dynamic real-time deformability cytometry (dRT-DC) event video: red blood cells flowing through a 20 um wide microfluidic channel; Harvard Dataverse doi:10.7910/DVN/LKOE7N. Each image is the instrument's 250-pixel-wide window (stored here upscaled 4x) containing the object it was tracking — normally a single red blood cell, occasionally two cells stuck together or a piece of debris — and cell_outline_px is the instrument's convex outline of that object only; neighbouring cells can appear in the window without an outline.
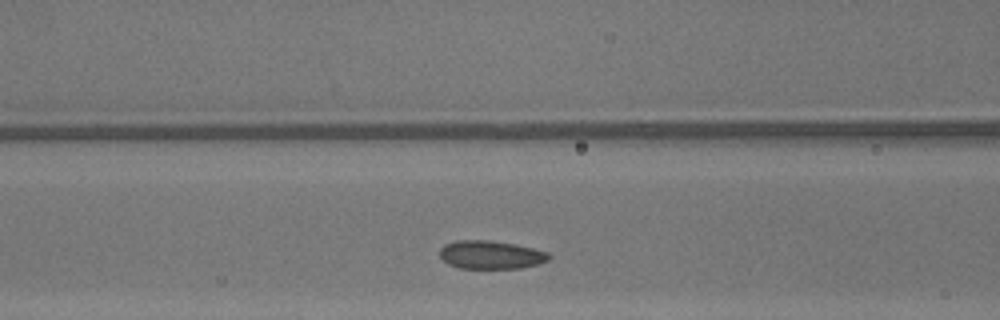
{"species": "common noctule bat (a hibernating species)", "species_latin": "Nyctalus noctula", "temperature_condition": "warm", "stored_images_in_passage": 25, "camera_frame_rate_fps": 3000, "um_per_image_px": 0.085, "animal": {"sex": "male", "body_mass_g": 13.3}, "frame": {"image": 1, "passage_image": 8, "time_ms": 2.333, "image_size_px": [1000, 320], "cell_outline_px": [[552, 256], [548, 260], [540, 264], [520, 268], [460, 268], [448, 264], [440, 256], [440, 248], [444, 244], [456, 240], [488, 240], [516, 244], [548, 252]], "centroid_in_image_um": [41.73, 21.65], "position_along_channel_um": 124.9, "area_um2": 18.09}}
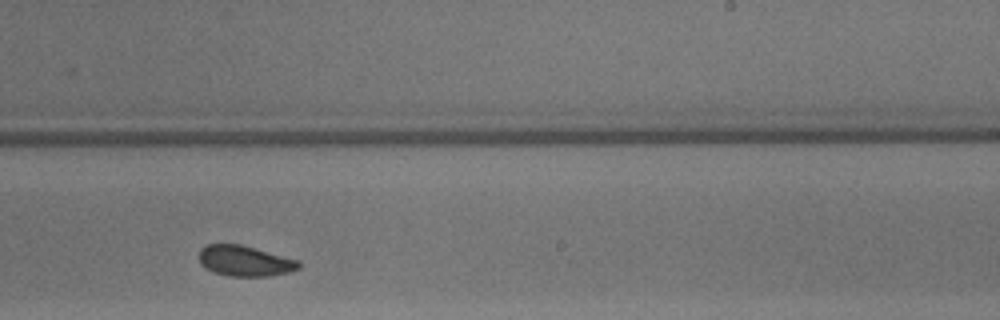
{"frame": {"image": 2, "passage_image": 18, "time_ms": 5.667, "image_size_px": [1000, 320], "cell_outline_px": [[300, 268], [288, 272], [268, 276], [228, 276], [216, 272], [208, 268], [200, 260], [200, 248], [208, 244], [240, 244], [300, 260]], "centroid_in_image_um": [20.86, 22.17], "position_along_channel_um": 268.1, "area_um2": 17.51}}
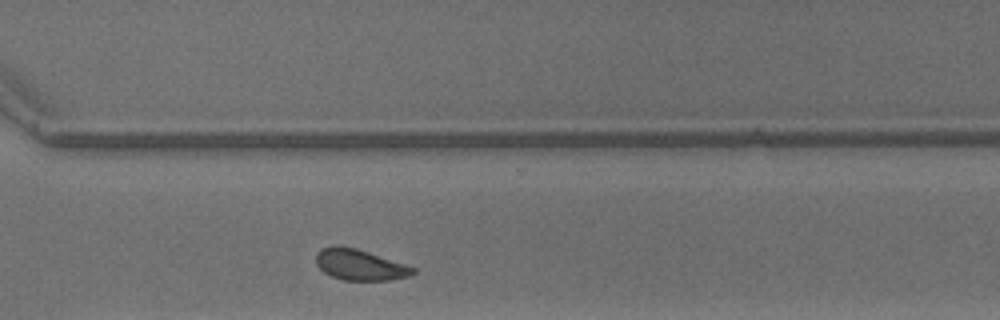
{"frame": {"image": 3, "passage_image": 23, "time_ms": 7.333, "image_size_px": [1000, 320], "cell_outline_px": [[416, 272], [408, 276], [388, 280], [344, 280], [332, 276], [324, 272], [316, 264], [316, 252], [320, 248], [332, 244], [340, 244], [356, 248], [416, 268]], "centroid_in_image_um": [30.52, 22.48], "position_along_channel_um": 340.1, "area_um2": 17.51}, "authors_computed_cell_mechanics": {"area_um2": 18.207, "velocity_mm_per_s": 4.31, "shape_relaxation_time_tau1_ms": 6.0689, "shape_relaxation_time_tau2_ms": 1.2824, "deformation_change_tau1": 0.0922, "deformation_change_tau2": 0.0583}}